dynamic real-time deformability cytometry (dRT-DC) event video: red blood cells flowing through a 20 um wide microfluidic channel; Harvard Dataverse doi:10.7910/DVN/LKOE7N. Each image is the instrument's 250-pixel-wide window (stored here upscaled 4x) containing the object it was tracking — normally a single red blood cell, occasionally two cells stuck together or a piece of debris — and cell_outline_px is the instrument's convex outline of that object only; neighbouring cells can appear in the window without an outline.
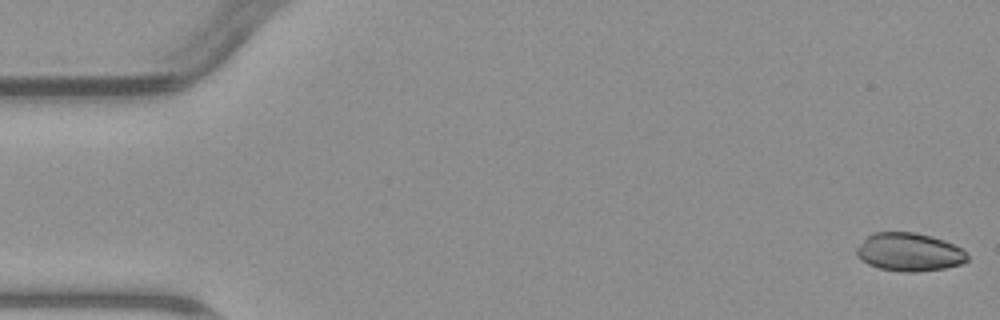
{"species": "common noctule bat (a hibernating species)", "species_latin": "Nyctalus noctula", "temperature_condition": "warm", "stored_images_in_passage": 6, "camera_frame_rate_fps": 3000, "um_per_image_px": 0.085, "animal": {"sex": "male", "body_mass_g": 23.1, "forearm_length_mm": 52.7}, "frame": {"image": 1, "passage_image": 1, "time_ms": 0.0, "image_size_px": [1000, 320], "cell_outline_px": [[968, 260], [960, 264], [944, 268], [916, 272], [900, 272], [880, 268], [868, 264], [860, 260], [856, 256], [856, 248], [872, 232], [916, 232], [932, 236], [944, 240], [960, 248], [968, 256]], "centroid_in_image_um": [77.25, 21.42], "position_along_channel_um": 7.7, "area_um2": 24.68}}
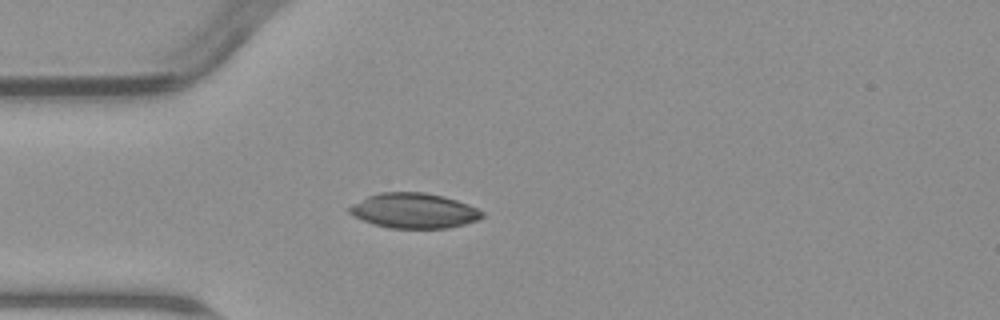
{"frame": {"image": 2, "passage_image": 4, "time_ms": 4.667, "image_size_px": [1000, 320], "cell_outline_px": [[484, 216], [476, 220], [464, 224], [448, 228], [388, 228], [372, 224], [352, 216], [348, 212], [348, 208], [352, 204], [368, 196], [380, 192], [424, 192], [444, 196], [468, 204], [484, 212]], "centroid_in_image_um": [35.16, 17.91], "position_along_channel_um": 49.8, "area_um2": 27.22}}
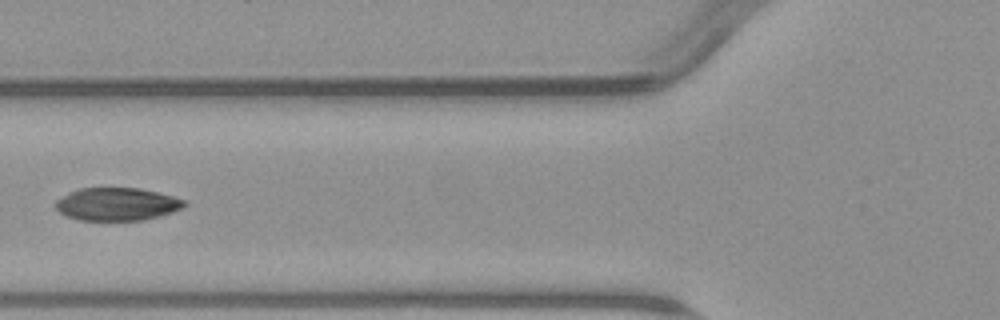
{"frame": {"image": 3, "passage_image": 6, "time_ms": 6.667, "image_size_px": [1000, 320], "cell_outline_px": [[188, 204], [184, 208], [160, 216], [144, 220], [80, 220], [68, 216], [60, 212], [56, 208], [56, 200], [68, 192], [80, 188], [140, 188], [188, 200]], "centroid_in_image_um": [9.99, 17.35], "position_along_channel_um": 115.8, "area_um2": 24.74}}